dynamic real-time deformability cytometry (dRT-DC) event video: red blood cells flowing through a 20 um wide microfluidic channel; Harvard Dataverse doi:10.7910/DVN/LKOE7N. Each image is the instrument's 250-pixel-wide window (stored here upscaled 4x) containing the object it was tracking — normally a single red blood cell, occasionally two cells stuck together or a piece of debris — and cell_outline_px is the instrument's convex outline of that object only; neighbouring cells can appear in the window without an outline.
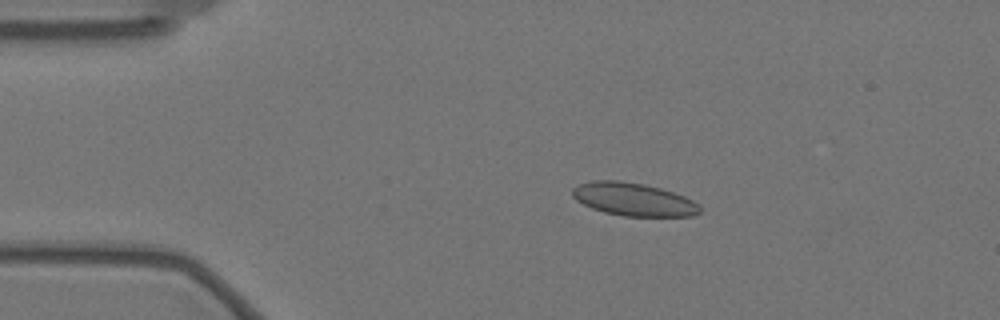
{"species": "Egyptian fruit bat (a non-hibernating species)", "species_latin": "Rousettus aegyptiacus", "temperature_condition": "warm", "stored_images_in_passage": 49, "camera_frame_rate_fps": 3000, "um_per_image_px": 0.085, "animal": {"sex": "female"}, "frame": {"image": 1, "passage_image": 10, "time_ms": 3.0, "image_size_px": [1000, 320], "cell_outline_px": [[700, 212], [692, 216], [624, 216], [604, 212], [592, 208], [576, 200], [572, 196], [572, 188], [580, 184], [592, 180], [620, 180], [644, 184], [660, 188], [684, 196], [692, 200], [700, 208]], "centroid_in_image_um": [53.81, 16.94], "position_along_channel_um": 31.2, "area_um2": 24.39}}
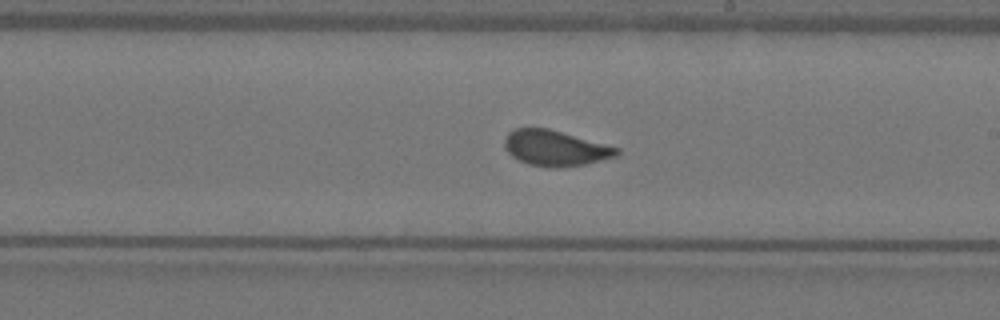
{"frame": {"image": 2, "passage_image": 32, "time_ms": 10.333, "image_size_px": [1000, 320], "cell_outline_px": [[620, 156], [584, 164], [560, 168], [552, 168], [528, 164], [512, 156], [508, 152], [504, 144], [504, 140], [508, 132], [516, 128], [548, 128], [620, 148]], "centroid_in_image_um": [47.22, 12.6], "position_along_channel_um": 241.8, "area_um2": 23.29}}
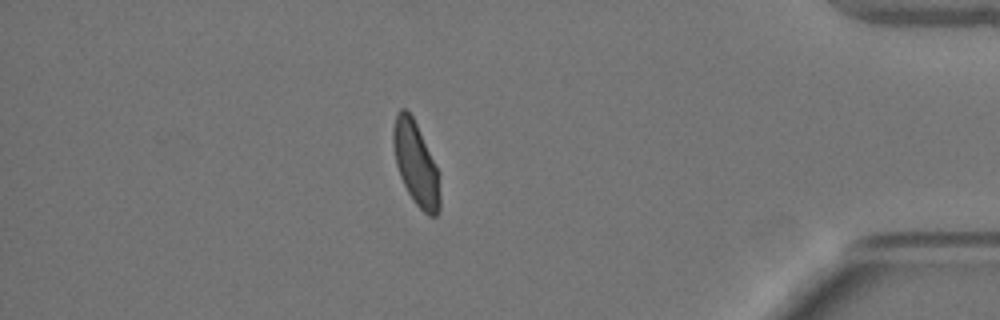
{"frame": {"image": 3, "passage_image": 49, "time_ms": 16.0, "image_size_px": [1000, 320], "cell_outline_px": [[440, 208], [436, 216], [428, 216], [416, 204], [408, 192], [400, 176], [396, 164], [392, 144], [392, 128], [396, 112], [400, 108], [404, 108], [412, 116], [416, 124], [436, 168], [440, 196]], "centroid_in_image_um": [35.3, 13.9], "position_along_channel_um": 399.9, "area_um2": 22.2}, "authors_computed_cell_mechanics": {"area_um2": 23.6402, "velocity_mm_per_s": 3.4935, "shape_relaxation_time_tau1_ms": 11.3725, "shape_relaxation_time_tau2_ms": null, "deformation_change_tau1": 0.1904, "deformation_change_tau2": null}}